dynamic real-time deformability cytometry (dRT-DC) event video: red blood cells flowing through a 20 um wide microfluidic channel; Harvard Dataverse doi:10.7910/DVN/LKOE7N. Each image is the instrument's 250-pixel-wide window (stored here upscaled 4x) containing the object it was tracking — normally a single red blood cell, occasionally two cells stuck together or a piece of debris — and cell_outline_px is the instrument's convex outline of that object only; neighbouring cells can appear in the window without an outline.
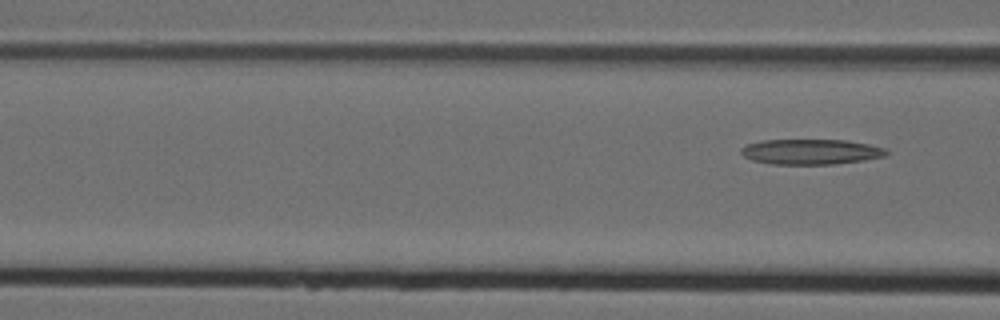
{"species": "Egyptian fruit bat (a non-hibernating species)", "species_latin": "Rousettus aegyptiacus", "temperature_condition": "cold", "stored_images_in_passage": 7, "segment_of_instrument_passage": [2, 2], "camera_frame_rate_fps": 3000, "um_per_image_px": 0.085, "animal": {"sex": "female"}, "frame": {"image": 1, "passage_image": 7, "time_ms": 2.0, "image_size_px": [1000, 320], "cell_outline_px": [[888, 152], [884, 156], [864, 160], [836, 164], [772, 164], [752, 160], [744, 156], [740, 152], [740, 148], [744, 144], [760, 140], [848, 140], [868, 144], [884, 148]], "centroid_in_image_um": [68.87, 12.89], "position_along_channel_um": 97.7, "area_um2": 21.5}}